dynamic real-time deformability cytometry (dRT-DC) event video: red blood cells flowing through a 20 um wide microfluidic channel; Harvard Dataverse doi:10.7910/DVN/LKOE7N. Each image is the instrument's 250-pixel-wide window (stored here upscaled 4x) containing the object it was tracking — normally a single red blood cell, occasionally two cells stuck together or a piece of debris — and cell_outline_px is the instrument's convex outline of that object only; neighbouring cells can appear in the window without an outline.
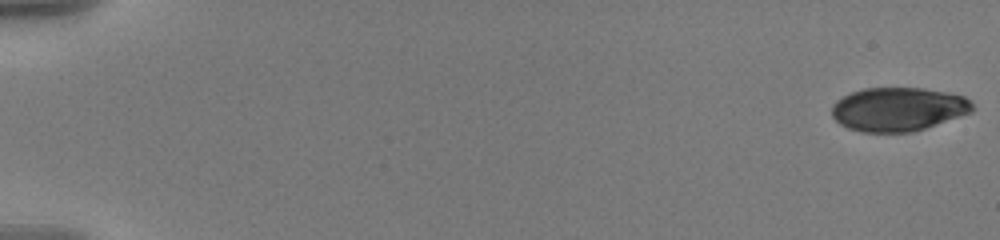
{"species": "human", "species_latin": "Homo sapiens", "temperature_condition": "warm", "stored_images_in_passage": 58, "camera_frame_rate_fps": 3000, "um_per_image_px": 0.085, "donor": {"sex": "male"}, "frame": {"image": 1, "passage_image": 1, "time_ms": 0.0, "image_size_px": [1000, 240], "cell_outline_px": [[972, 112], [912, 132], [860, 132], [848, 128], [840, 124], [832, 116], [832, 104], [836, 100], [852, 92], [864, 88], [924, 88], [948, 92], [964, 96], [972, 100]], "centroid_in_image_um": [76.34, 9.28], "position_along_channel_um": 8.7, "area_um2": 35.84}}
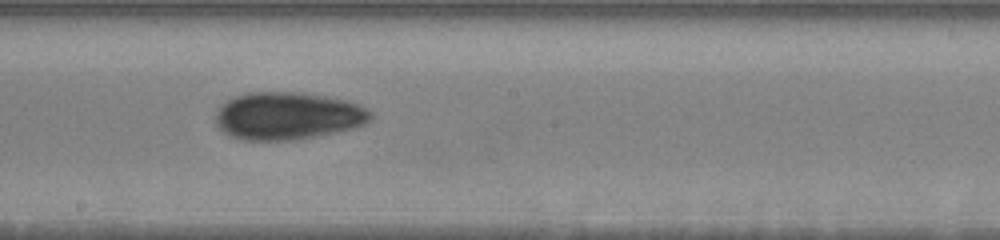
{"frame": {"image": 2, "passage_image": 34, "time_ms": 11.0, "image_size_px": [1000, 240], "cell_outline_px": [[372, 120], [356, 128], [296, 140], [240, 140], [228, 136], [216, 124], [216, 112], [232, 96], [244, 92], [300, 92], [348, 100], [372, 112]], "centroid_in_image_um": [24.45, 9.85], "position_along_channel_um": 223.7, "area_um2": 43.23}}
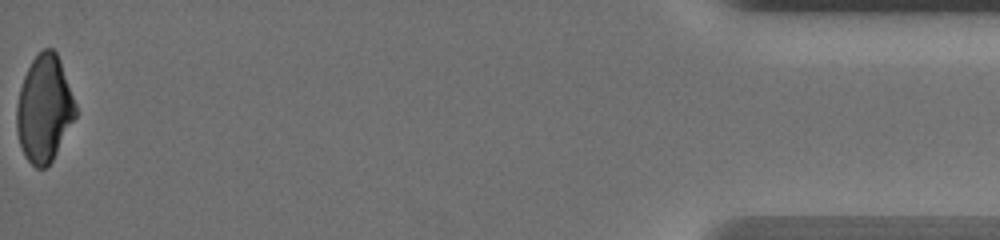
{"frame": {"image": 3, "passage_image": 58, "time_ms": 19.0, "image_size_px": [1000, 240], "cell_outline_px": [[76, 116], [52, 160], [44, 168], [36, 168], [24, 156], [16, 132], [16, 104], [20, 88], [24, 76], [32, 60], [44, 48], [52, 48], [56, 52], [60, 60], [76, 104]], "centroid_in_image_um": [3.75, 9.24], "position_along_channel_um": 431.5, "area_um2": 36.41}, "authors_computed_cell_mechanics": {"area_um2": 39.1884, "velocity_mm_per_s": 3.5988, "shape_relaxation_time_tau1_ms": 5.8545, "shape_relaxation_time_tau2_ms": 3.8172, "deformation_change_tau1": 0.16, "deformation_change_tau2": 0.0758}}